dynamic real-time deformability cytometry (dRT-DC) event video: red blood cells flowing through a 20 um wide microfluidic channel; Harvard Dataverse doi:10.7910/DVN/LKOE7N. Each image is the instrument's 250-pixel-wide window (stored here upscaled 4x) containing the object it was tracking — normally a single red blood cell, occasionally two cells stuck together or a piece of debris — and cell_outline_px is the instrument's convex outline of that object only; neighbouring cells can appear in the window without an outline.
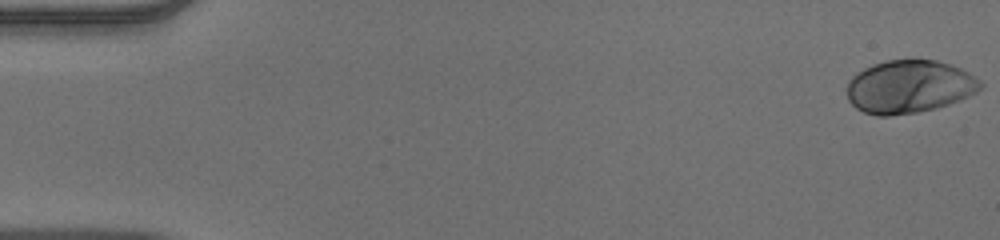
{"species": "human", "species_latin": "Homo sapiens", "temperature_condition": "warm", "stored_images_in_passage": 53, "camera_frame_rate_fps": 3000, "um_per_image_px": 0.085, "donor": {"sex": "male"}, "frame": {"image": 1, "passage_image": 1, "time_ms": 0.0, "image_size_px": [1000, 240], "cell_outline_px": [[984, 84], [976, 92], [960, 100], [936, 108], [916, 112], [888, 116], [876, 116], [864, 112], [856, 108], [848, 100], [848, 80], [856, 72], [872, 64], [884, 60], [936, 60], [960, 68], [968, 72], [980, 80]], "centroid_in_image_um": [77.27, 7.36], "position_along_channel_um": 7.7, "area_um2": 41.21}}
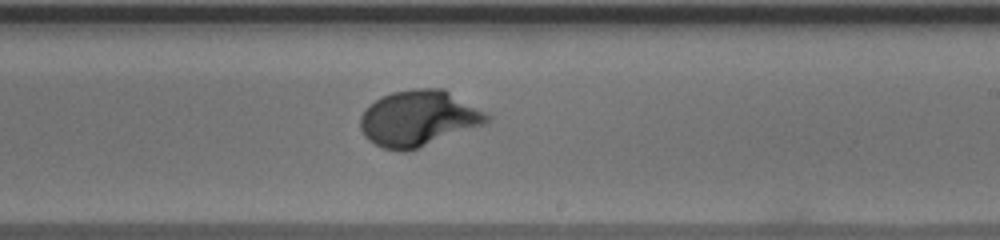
{"frame": {"image": 2, "passage_image": 32, "time_ms": 10.333, "image_size_px": [1000, 240], "cell_outline_px": [[492, 116], [484, 124], [408, 152], [404, 152], [384, 148], [368, 140], [364, 136], [360, 128], [360, 116], [376, 100], [392, 92], [416, 88], [444, 88]], "centroid_in_image_um": [35.58, 10.06], "position_along_channel_um": 253.4, "area_um2": 40.86}}
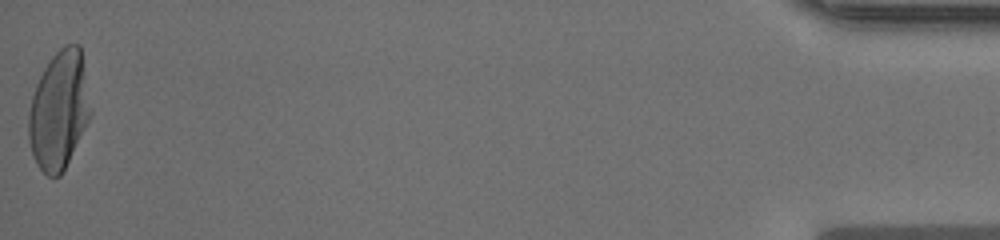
{"frame": {"image": 3, "passage_image": 53, "time_ms": 17.333, "image_size_px": [1000, 240], "cell_outline_px": [[92, 112], [60, 176], [48, 176], [36, 164], [28, 140], [28, 116], [32, 96], [36, 84], [44, 68], [52, 56], [64, 44], [80, 44], [92, 108]], "centroid_in_image_um": [5.01, 9.33], "position_along_channel_um": 430.2, "area_um2": 42.43}, "authors_computed_cell_mechanics": {"area_um2": 39.8242, "velocity_mm_per_s": 3.8997, "shape_relaxation_time_tau1_ms": 3.1828, "shape_relaxation_time_tau2_ms": null, "deformation_change_tau1": 0.2017, "deformation_change_tau2": null}}